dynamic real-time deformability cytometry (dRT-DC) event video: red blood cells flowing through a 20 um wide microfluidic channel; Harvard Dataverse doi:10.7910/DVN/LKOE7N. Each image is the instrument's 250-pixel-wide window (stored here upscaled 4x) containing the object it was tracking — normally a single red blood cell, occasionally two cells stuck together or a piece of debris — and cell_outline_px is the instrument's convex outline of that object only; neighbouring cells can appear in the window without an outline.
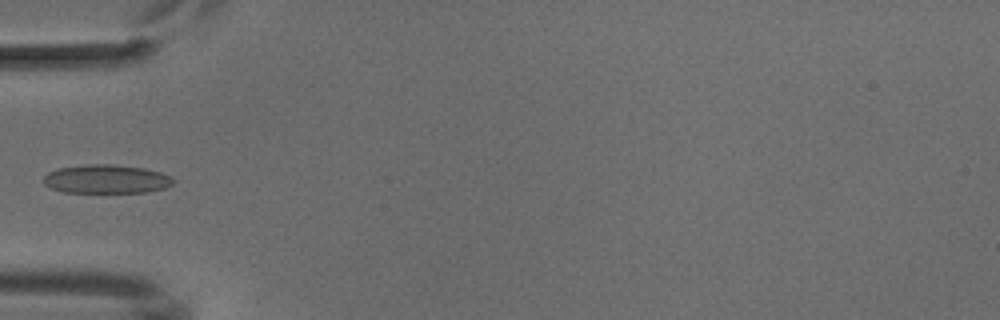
{"species": "common noctule bat (a hibernating species)", "species_latin": "Nyctalus noctula", "temperature_condition": "cold", "stored_images_in_passage": 2, "camera_frame_rate_fps": 3000, "um_per_image_px": 0.085, "animal": {"sex": "male", "body_mass_g": 18.8}, "frame": {"image": 1, "passage_image": 2, "time_ms": 2.0, "image_size_px": [1000, 320], "cell_outline_px": [[172, 184], [164, 188], [148, 192], [64, 192], [52, 188], [44, 184], [44, 176], [48, 172], [60, 168], [88, 164], [108, 164], [144, 168], [160, 172], [172, 176]], "centroid_in_image_um": [9.04, 15.22], "position_along_channel_um": 76.0, "area_um2": 21.5}}